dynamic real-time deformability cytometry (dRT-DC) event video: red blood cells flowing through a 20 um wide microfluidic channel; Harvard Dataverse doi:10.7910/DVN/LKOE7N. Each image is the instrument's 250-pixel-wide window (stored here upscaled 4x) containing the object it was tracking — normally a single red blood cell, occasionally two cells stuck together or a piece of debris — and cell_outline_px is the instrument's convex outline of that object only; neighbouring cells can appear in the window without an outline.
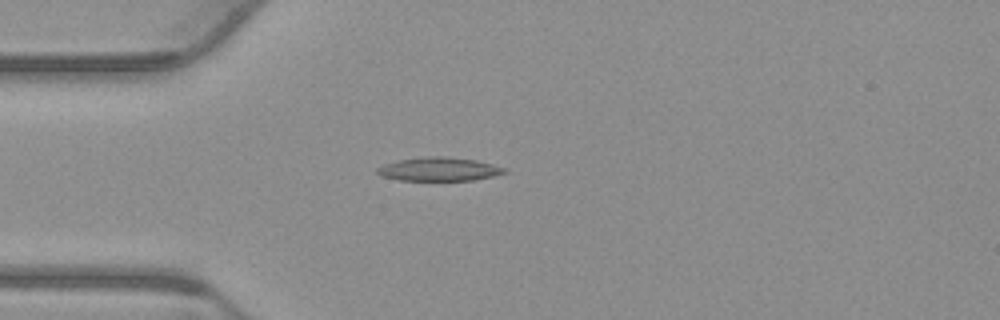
{"species": "common noctule bat (a hibernating species)", "species_latin": "Nyctalus noctula", "temperature_condition": "warm", "stored_images_in_passage": 54, "camera_frame_rate_fps": 3000, "um_per_image_px": 0.085, "animal": {"sex": "male", "body_mass_g": 23.1, "forearm_length_mm": 52.7}, "frame": {"image": 1, "passage_image": 14, "time_ms": 4.333, "image_size_px": [1000, 320], "cell_outline_px": [[508, 172], [492, 176], [472, 180], [400, 180], [380, 176], [376, 172], [376, 168], [384, 164], [400, 160], [428, 156], [444, 156], [476, 160], [492, 164], [504, 168]], "centroid_in_image_um": [37.29, 14.38], "position_along_channel_um": 47.7, "area_um2": 17.34}}
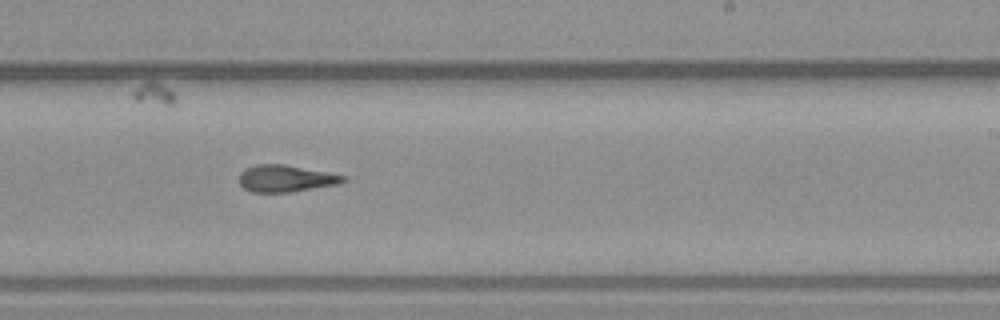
{"frame": {"image": 2, "passage_image": 32, "time_ms": 10.333, "image_size_px": [1000, 320], "cell_outline_px": [[348, 180], [340, 184], [292, 192], [252, 192], [244, 188], [240, 184], [240, 172], [244, 168], [256, 164], [284, 164], [344, 176]], "centroid_in_image_um": [24.27, 15.18], "position_along_channel_um": 264.7, "area_um2": 16.24}}
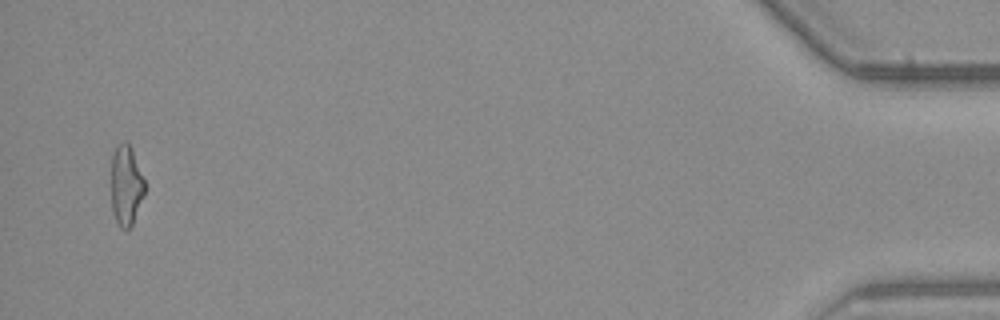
{"frame": {"image": 3, "passage_image": 52, "time_ms": 17.0, "image_size_px": [1000, 320], "cell_outline_px": [[144, 196], [132, 224], [128, 228], [120, 228], [112, 212], [112, 152], [116, 144], [124, 140], [132, 148], [144, 180]], "centroid_in_image_um": [10.71, 15.72], "position_along_channel_um": 424.5, "area_um2": 15.61}, "authors_computed_cell_mechanics": {"area_um2": 16.6464, "velocity_mm_per_s": 3.8078, "shape_relaxation_time_tau1_ms": 8.3064, "shape_relaxation_time_tau2_ms": 4.8515, "deformation_change_tau1": 0.2659, "deformation_change_tau2": 0.1471}}